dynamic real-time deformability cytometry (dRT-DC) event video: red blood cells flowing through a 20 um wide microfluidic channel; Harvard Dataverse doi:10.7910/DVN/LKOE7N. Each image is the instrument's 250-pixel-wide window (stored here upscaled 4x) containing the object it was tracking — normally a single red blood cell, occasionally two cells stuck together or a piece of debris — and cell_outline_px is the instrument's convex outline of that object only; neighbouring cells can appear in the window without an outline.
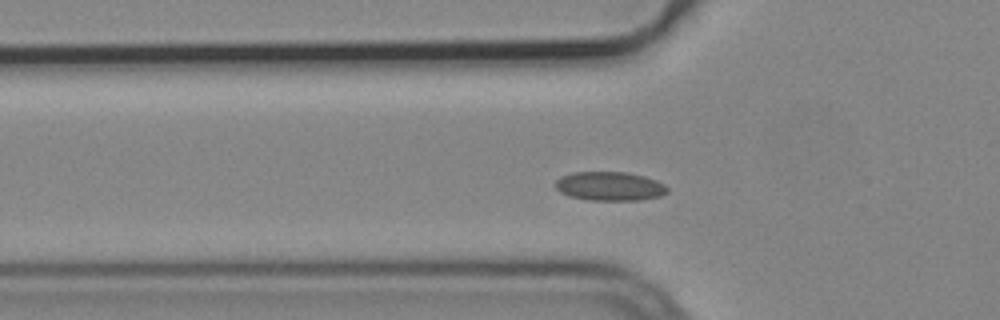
{"species": "common noctule bat (a hibernating species)", "species_latin": "Nyctalus noctula", "temperature_condition": "cold", "stored_images_in_passage": 42, "camera_frame_rate_fps": 3000, "um_per_image_px": 0.085, "animal": {"sex": "male", "body_mass_g": 19.2, "forearm_length_mm": 51.8}, "frame": {"image": 1, "passage_image": 4, "time_ms": 1.0, "image_size_px": [1000, 320], "cell_outline_px": [[668, 192], [660, 196], [640, 200], [588, 200], [568, 196], [560, 192], [552, 184], [560, 176], [572, 172], [624, 172], [644, 176], [656, 180], [664, 184], [668, 188]], "centroid_in_image_um": [51.78, 15.83], "position_along_channel_um": 74.0, "area_um2": 19.07}}
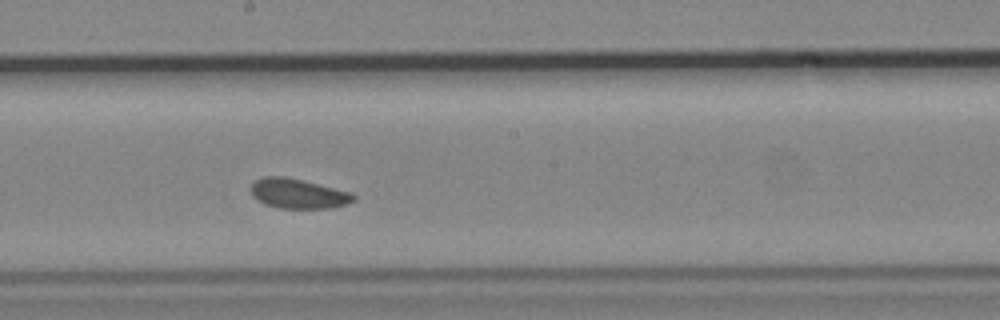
{"frame": {"image": 2, "passage_image": 16, "time_ms": 5.0, "image_size_px": [1000, 320], "cell_outline_px": [[356, 200], [348, 204], [332, 208], [280, 208], [264, 204], [256, 200], [252, 196], [248, 188], [256, 180], [264, 176], [284, 176], [352, 192], [356, 196]], "centroid_in_image_um": [25.33, 16.46], "position_along_channel_um": 222.9, "area_um2": 18.03}}
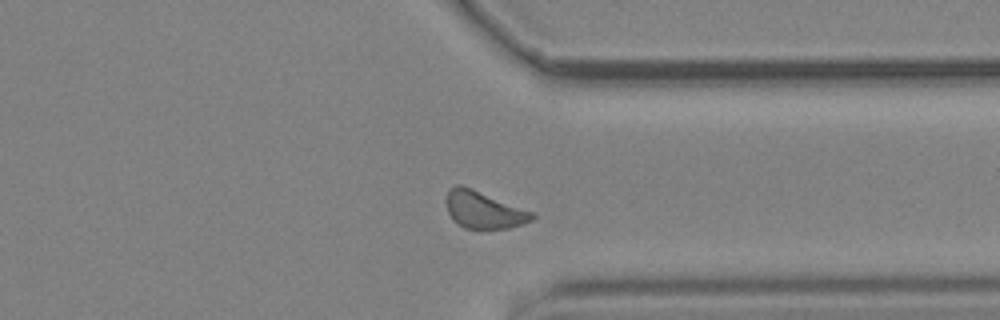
{"frame": {"image": 3, "passage_image": 28, "time_ms": 9.0, "image_size_px": [1000, 320], "cell_outline_px": [[536, 216], [532, 220], [508, 228], [464, 228], [456, 224], [448, 212], [448, 192], [456, 184], [460, 184], [472, 188], [536, 212]], "centroid_in_image_um": [41.17, 17.83], "position_along_channel_um": 370.2, "area_um2": 18.5}, "authors_computed_cell_mechanics": {"area_um2": 18.2648, "velocity_mm_per_s": 3.7157, "shape_relaxation_time_tau1_ms": null, "shape_relaxation_time_tau2_ms": 3.2706, "deformation_change_tau1": null, "deformation_change_tau2": 0.0775}}